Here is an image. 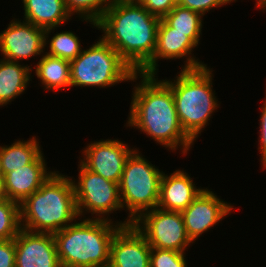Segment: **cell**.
<instances>
[{"mask_svg": "<svg viewBox=\"0 0 266 267\" xmlns=\"http://www.w3.org/2000/svg\"><path fill=\"white\" fill-rule=\"evenodd\" d=\"M133 82L137 84L132 88L126 127L137 128L168 151L176 152L180 149L182 155H186L194 142L182 129L171 87L164 79L158 80L156 74L136 72Z\"/></svg>", "mask_w": 266, "mask_h": 267, "instance_id": "1", "label": "cell"}, {"mask_svg": "<svg viewBox=\"0 0 266 267\" xmlns=\"http://www.w3.org/2000/svg\"><path fill=\"white\" fill-rule=\"evenodd\" d=\"M160 20L138 2L114 0L95 29L101 30V37L139 72L153 58Z\"/></svg>", "mask_w": 266, "mask_h": 267, "instance_id": "2", "label": "cell"}, {"mask_svg": "<svg viewBox=\"0 0 266 267\" xmlns=\"http://www.w3.org/2000/svg\"><path fill=\"white\" fill-rule=\"evenodd\" d=\"M78 218L72 179L59 171L20 204L21 228L32 232L54 234Z\"/></svg>", "mask_w": 266, "mask_h": 267, "instance_id": "3", "label": "cell"}, {"mask_svg": "<svg viewBox=\"0 0 266 267\" xmlns=\"http://www.w3.org/2000/svg\"><path fill=\"white\" fill-rule=\"evenodd\" d=\"M123 221L78 218L54 233L61 267H103L109 265L110 244Z\"/></svg>", "mask_w": 266, "mask_h": 267, "instance_id": "4", "label": "cell"}, {"mask_svg": "<svg viewBox=\"0 0 266 267\" xmlns=\"http://www.w3.org/2000/svg\"><path fill=\"white\" fill-rule=\"evenodd\" d=\"M212 72L207 65L181 69L175 78L164 80L171 87L182 129L194 143L220 106L213 89Z\"/></svg>", "mask_w": 266, "mask_h": 267, "instance_id": "5", "label": "cell"}, {"mask_svg": "<svg viewBox=\"0 0 266 267\" xmlns=\"http://www.w3.org/2000/svg\"><path fill=\"white\" fill-rule=\"evenodd\" d=\"M136 72L120 54L102 37L82 49L70 62L71 87H113L121 82L133 81Z\"/></svg>", "mask_w": 266, "mask_h": 267, "instance_id": "6", "label": "cell"}, {"mask_svg": "<svg viewBox=\"0 0 266 267\" xmlns=\"http://www.w3.org/2000/svg\"><path fill=\"white\" fill-rule=\"evenodd\" d=\"M136 148L128 157L119 182L122 210L128 216L125 226L132 223L145 211L157 208L160 180L163 174Z\"/></svg>", "mask_w": 266, "mask_h": 267, "instance_id": "7", "label": "cell"}, {"mask_svg": "<svg viewBox=\"0 0 266 267\" xmlns=\"http://www.w3.org/2000/svg\"><path fill=\"white\" fill-rule=\"evenodd\" d=\"M78 163V179H71L79 218L86 219L85 215L91 213L92 219L114 220L110 214L122 211L119 184L88 170L80 161Z\"/></svg>", "mask_w": 266, "mask_h": 267, "instance_id": "8", "label": "cell"}, {"mask_svg": "<svg viewBox=\"0 0 266 267\" xmlns=\"http://www.w3.org/2000/svg\"><path fill=\"white\" fill-rule=\"evenodd\" d=\"M153 248L188 251L189 239L181 212L154 208L143 212L133 223Z\"/></svg>", "mask_w": 266, "mask_h": 267, "instance_id": "9", "label": "cell"}, {"mask_svg": "<svg viewBox=\"0 0 266 267\" xmlns=\"http://www.w3.org/2000/svg\"><path fill=\"white\" fill-rule=\"evenodd\" d=\"M129 146L118 139L91 141L81 150L83 158H80V162L88 170L119 184L125 163L136 149Z\"/></svg>", "mask_w": 266, "mask_h": 267, "instance_id": "10", "label": "cell"}, {"mask_svg": "<svg viewBox=\"0 0 266 267\" xmlns=\"http://www.w3.org/2000/svg\"><path fill=\"white\" fill-rule=\"evenodd\" d=\"M198 46L187 36L171 28L163 19L157 29L156 48L153 58L139 71L142 74H156L159 72V60L184 59L181 69H198L206 66L192 53ZM159 59V60H158Z\"/></svg>", "mask_w": 266, "mask_h": 267, "instance_id": "11", "label": "cell"}, {"mask_svg": "<svg viewBox=\"0 0 266 267\" xmlns=\"http://www.w3.org/2000/svg\"><path fill=\"white\" fill-rule=\"evenodd\" d=\"M3 59L20 62L45 53V29L22 19H12L0 32Z\"/></svg>", "mask_w": 266, "mask_h": 267, "instance_id": "12", "label": "cell"}, {"mask_svg": "<svg viewBox=\"0 0 266 267\" xmlns=\"http://www.w3.org/2000/svg\"><path fill=\"white\" fill-rule=\"evenodd\" d=\"M205 188L196 199L183 210L182 216L189 239L195 243L205 232L230 215L234 206L218 197L215 191Z\"/></svg>", "mask_w": 266, "mask_h": 267, "instance_id": "13", "label": "cell"}, {"mask_svg": "<svg viewBox=\"0 0 266 267\" xmlns=\"http://www.w3.org/2000/svg\"><path fill=\"white\" fill-rule=\"evenodd\" d=\"M14 243L15 267H61L53 234L21 228Z\"/></svg>", "mask_w": 266, "mask_h": 267, "instance_id": "14", "label": "cell"}, {"mask_svg": "<svg viewBox=\"0 0 266 267\" xmlns=\"http://www.w3.org/2000/svg\"><path fill=\"white\" fill-rule=\"evenodd\" d=\"M151 246L135 226H122L110 244V267H150Z\"/></svg>", "mask_w": 266, "mask_h": 267, "instance_id": "15", "label": "cell"}, {"mask_svg": "<svg viewBox=\"0 0 266 267\" xmlns=\"http://www.w3.org/2000/svg\"><path fill=\"white\" fill-rule=\"evenodd\" d=\"M54 172L55 170L49 171L42 151L30 164L2 176L7 199L21 204L37 191Z\"/></svg>", "mask_w": 266, "mask_h": 267, "instance_id": "16", "label": "cell"}, {"mask_svg": "<svg viewBox=\"0 0 266 267\" xmlns=\"http://www.w3.org/2000/svg\"><path fill=\"white\" fill-rule=\"evenodd\" d=\"M196 185L186 170L177 169L169 175L163 172L157 208L165 211L182 212L205 188H199Z\"/></svg>", "mask_w": 266, "mask_h": 267, "instance_id": "17", "label": "cell"}, {"mask_svg": "<svg viewBox=\"0 0 266 267\" xmlns=\"http://www.w3.org/2000/svg\"><path fill=\"white\" fill-rule=\"evenodd\" d=\"M22 3L23 20L43 29L60 28L72 19L64 0H22Z\"/></svg>", "mask_w": 266, "mask_h": 267, "instance_id": "18", "label": "cell"}, {"mask_svg": "<svg viewBox=\"0 0 266 267\" xmlns=\"http://www.w3.org/2000/svg\"><path fill=\"white\" fill-rule=\"evenodd\" d=\"M0 59V107L21 96L32 81V64Z\"/></svg>", "mask_w": 266, "mask_h": 267, "instance_id": "19", "label": "cell"}, {"mask_svg": "<svg viewBox=\"0 0 266 267\" xmlns=\"http://www.w3.org/2000/svg\"><path fill=\"white\" fill-rule=\"evenodd\" d=\"M34 68L35 75L40 80V83L44 85H41L44 91L52 90V92H57L71 87L69 61L44 53Z\"/></svg>", "mask_w": 266, "mask_h": 267, "instance_id": "20", "label": "cell"}, {"mask_svg": "<svg viewBox=\"0 0 266 267\" xmlns=\"http://www.w3.org/2000/svg\"><path fill=\"white\" fill-rule=\"evenodd\" d=\"M39 139L32 136L29 140H15L11 145H0L2 176L30 164L43 149Z\"/></svg>", "mask_w": 266, "mask_h": 267, "instance_id": "21", "label": "cell"}, {"mask_svg": "<svg viewBox=\"0 0 266 267\" xmlns=\"http://www.w3.org/2000/svg\"><path fill=\"white\" fill-rule=\"evenodd\" d=\"M55 29L57 30V28L45 29V47H47V50L49 47V51L45 53L71 62L79 56L83 49L81 39L72 31L66 30L54 33ZM51 32L54 34L50 39Z\"/></svg>", "mask_w": 266, "mask_h": 267, "instance_id": "22", "label": "cell"}, {"mask_svg": "<svg viewBox=\"0 0 266 267\" xmlns=\"http://www.w3.org/2000/svg\"><path fill=\"white\" fill-rule=\"evenodd\" d=\"M163 20L175 31L187 33V36L198 46L202 37L203 16L190 9L176 5Z\"/></svg>", "mask_w": 266, "mask_h": 267, "instance_id": "23", "label": "cell"}, {"mask_svg": "<svg viewBox=\"0 0 266 267\" xmlns=\"http://www.w3.org/2000/svg\"><path fill=\"white\" fill-rule=\"evenodd\" d=\"M68 13L77 15L79 20L96 27V23L103 16L114 0H64Z\"/></svg>", "mask_w": 266, "mask_h": 267, "instance_id": "24", "label": "cell"}, {"mask_svg": "<svg viewBox=\"0 0 266 267\" xmlns=\"http://www.w3.org/2000/svg\"><path fill=\"white\" fill-rule=\"evenodd\" d=\"M21 229L20 204L9 199L0 204V240L14 239Z\"/></svg>", "mask_w": 266, "mask_h": 267, "instance_id": "25", "label": "cell"}, {"mask_svg": "<svg viewBox=\"0 0 266 267\" xmlns=\"http://www.w3.org/2000/svg\"><path fill=\"white\" fill-rule=\"evenodd\" d=\"M186 254L175 250L151 247L150 267H188Z\"/></svg>", "mask_w": 266, "mask_h": 267, "instance_id": "26", "label": "cell"}, {"mask_svg": "<svg viewBox=\"0 0 266 267\" xmlns=\"http://www.w3.org/2000/svg\"><path fill=\"white\" fill-rule=\"evenodd\" d=\"M237 0H177V5L205 16L210 10L236 2Z\"/></svg>", "mask_w": 266, "mask_h": 267, "instance_id": "27", "label": "cell"}, {"mask_svg": "<svg viewBox=\"0 0 266 267\" xmlns=\"http://www.w3.org/2000/svg\"><path fill=\"white\" fill-rule=\"evenodd\" d=\"M151 15L163 19L177 5V0H139Z\"/></svg>", "mask_w": 266, "mask_h": 267, "instance_id": "28", "label": "cell"}, {"mask_svg": "<svg viewBox=\"0 0 266 267\" xmlns=\"http://www.w3.org/2000/svg\"><path fill=\"white\" fill-rule=\"evenodd\" d=\"M264 103L261 108V114L259 118V139H258V151L261 154V166L262 169H266V91L264 97Z\"/></svg>", "mask_w": 266, "mask_h": 267, "instance_id": "29", "label": "cell"}, {"mask_svg": "<svg viewBox=\"0 0 266 267\" xmlns=\"http://www.w3.org/2000/svg\"><path fill=\"white\" fill-rule=\"evenodd\" d=\"M14 239L0 240V267H15Z\"/></svg>", "mask_w": 266, "mask_h": 267, "instance_id": "30", "label": "cell"}, {"mask_svg": "<svg viewBox=\"0 0 266 267\" xmlns=\"http://www.w3.org/2000/svg\"><path fill=\"white\" fill-rule=\"evenodd\" d=\"M0 198H7L4 190V183L2 177H0Z\"/></svg>", "mask_w": 266, "mask_h": 267, "instance_id": "31", "label": "cell"}, {"mask_svg": "<svg viewBox=\"0 0 266 267\" xmlns=\"http://www.w3.org/2000/svg\"><path fill=\"white\" fill-rule=\"evenodd\" d=\"M259 10H262L263 13L266 12V0H259Z\"/></svg>", "mask_w": 266, "mask_h": 267, "instance_id": "32", "label": "cell"}, {"mask_svg": "<svg viewBox=\"0 0 266 267\" xmlns=\"http://www.w3.org/2000/svg\"><path fill=\"white\" fill-rule=\"evenodd\" d=\"M118 1H122V2H138L139 0H118Z\"/></svg>", "mask_w": 266, "mask_h": 267, "instance_id": "33", "label": "cell"}, {"mask_svg": "<svg viewBox=\"0 0 266 267\" xmlns=\"http://www.w3.org/2000/svg\"><path fill=\"white\" fill-rule=\"evenodd\" d=\"M0 177H2V165H1V157H0Z\"/></svg>", "mask_w": 266, "mask_h": 267, "instance_id": "34", "label": "cell"}, {"mask_svg": "<svg viewBox=\"0 0 266 267\" xmlns=\"http://www.w3.org/2000/svg\"><path fill=\"white\" fill-rule=\"evenodd\" d=\"M255 1H256L255 8H259V0H255Z\"/></svg>", "mask_w": 266, "mask_h": 267, "instance_id": "35", "label": "cell"}, {"mask_svg": "<svg viewBox=\"0 0 266 267\" xmlns=\"http://www.w3.org/2000/svg\"><path fill=\"white\" fill-rule=\"evenodd\" d=\"M5 200H7V198H0V204Z\"/></svg>", "mask_w": 266, "mask_h": 267, "instance_id": "36", "label": "cell"}]
</instances>
